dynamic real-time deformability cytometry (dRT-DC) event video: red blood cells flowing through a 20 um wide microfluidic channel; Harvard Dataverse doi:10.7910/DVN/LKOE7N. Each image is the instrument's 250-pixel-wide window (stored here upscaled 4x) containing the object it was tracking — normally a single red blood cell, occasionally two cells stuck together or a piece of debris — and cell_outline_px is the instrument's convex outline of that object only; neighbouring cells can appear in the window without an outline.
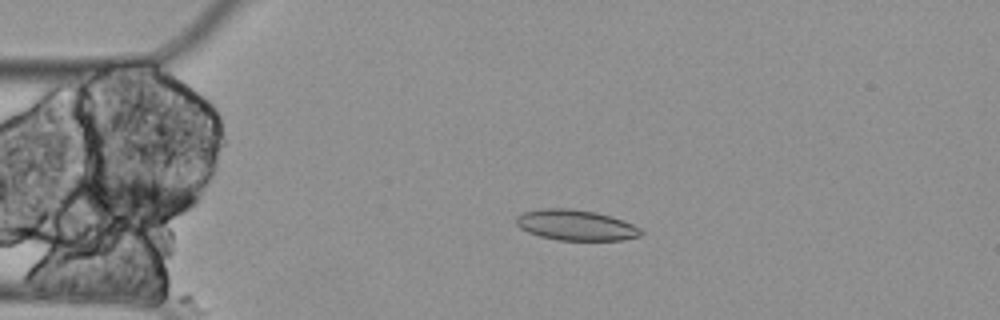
{"species": "Egyptian fruit bat (a non-hibernating species)", "species_latin": "Rousettus aegyptiacus", "temperature_condition": "cold", "stored_images_in_passage": 3, "camera_frame_rate_fps": 3000, "um_per_image_px": 0.085, "animal": {"sex": "female"}, "frame": {"image": 1, "passage_image": 1, "time_ms": 0.0, "image_size_px": [1000, 320], "cell_outline_px": [[644, 232], [640, 236], [620, 240], [556, 240], [540, 236], [528, 232], [520, 228], [516, 224], [516, 216], [524, 212], [540, 208], [572, 208], [596, 212], [612, 216], [624, 220], [640, 228]], "centroid_in_image_um": [48.94, 19.13], "position_along_channel_um": 36.1, "area_um2": 22.43}}